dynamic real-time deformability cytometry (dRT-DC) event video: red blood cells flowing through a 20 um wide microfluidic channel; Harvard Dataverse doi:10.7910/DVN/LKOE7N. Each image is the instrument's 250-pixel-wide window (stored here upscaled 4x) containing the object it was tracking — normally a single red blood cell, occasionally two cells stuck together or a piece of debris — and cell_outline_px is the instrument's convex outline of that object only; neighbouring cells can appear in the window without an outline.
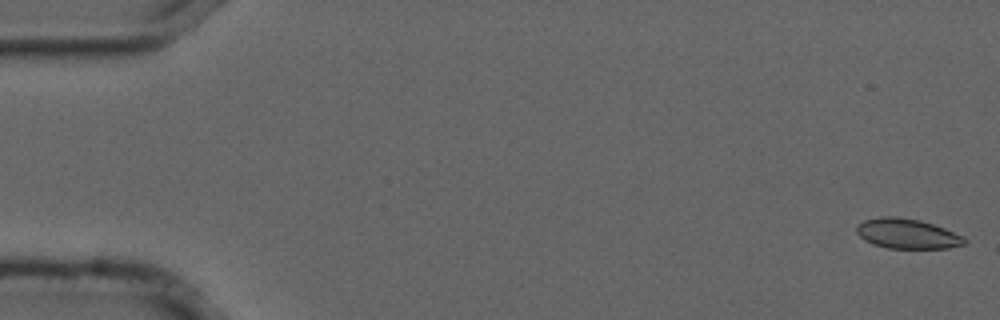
{"species": "common noctule bat (a hibernating species)", "species_latin": "Nyctalus noctula", "temperature_condition": "cold", "stored_images_in_passage": 55, "camera_frame_rate_fps": 3000, "um_per_image_px": 0.085, "animal": {"sex": "male", "forearm_length_mm": 52.5}, "frame": {"image": 1, "passage_image": 1, "time_ms": 0.0, "image_size_px": [1000, 320], "cell_outline_px": [[968, 240], [964, 244], [948, 248], [888, 248], [872, 244], [864, 240], [856, 232], [856, 228], [864, 220], [880, 216], [896, 216], [920, 220], [944, 228], [964, 236]], "centroid_in_image_um": [77.11, 19.86], "position_along_channel_um": 7.9, "area_um2": 18.84}}
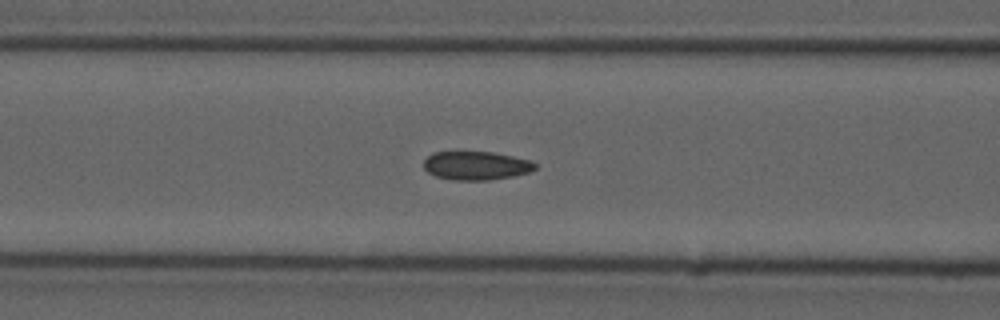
{"frame": {"image": 2, "passage_image": 22, "time_ms": 7.0, "image_size_px": [1000, 320], "cell_outline_px": [[536, 168], [528, 172], [512, 176], [488, 180], [456, 180], [436, 176], [428, 172], [424, 168], [424, 160], [432, 152], [492, 152], [532, 160], [536, 164]], "centroid_in_image_um": [40.47, 14.07], "position_along_channel_um": 126.1, "area_um2": 18.44}}
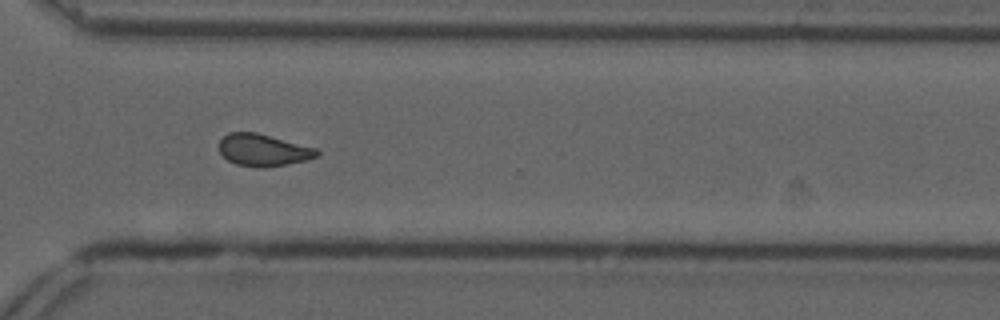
{"frame": {"image": 3, "passage_image": 40, "time_ms": 13.0, "image_size_px": [1000, 320], "cell_outline_px": [[320, 156], [308, 160], [288, 164], [264, 168], [256, 168], [236, 164], [228, 160], [220, 152], [220, 140], [228, 132], [256, 132], [316, 148], [320, 152]], "centroid_in_image_um": [22.4, 12.77], "position_along_channel_um": 348.2, "area_um2": 18.38}, "authors_computed_cell_mechanics": {"area_um2": 18.7272, "velocity_mm_per_s": 3.7113, "shape_relaxation_time_tau1_ms": null, "shape_relaxation_time_tau2_ms": 2.5347, "deformation_change_tau1": null, "deformation_change_tau2": 0.0667}}